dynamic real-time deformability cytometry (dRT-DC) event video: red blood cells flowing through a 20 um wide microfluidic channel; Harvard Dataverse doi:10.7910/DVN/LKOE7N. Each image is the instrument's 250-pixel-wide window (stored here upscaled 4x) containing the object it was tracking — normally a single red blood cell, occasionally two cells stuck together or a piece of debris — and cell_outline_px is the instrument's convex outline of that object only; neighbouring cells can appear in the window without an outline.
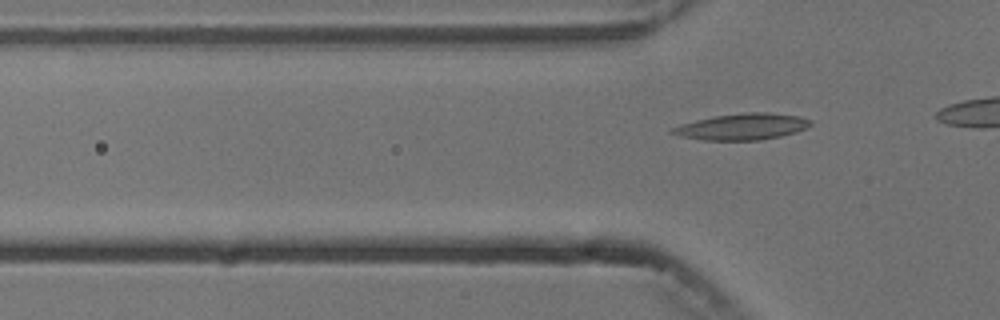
{"species": "common noctule bat (a hibernating species)", "species_latin": "Nyctalus noctula", "temperature_condition": "cold", "stored_images_in_passage": 2, "camera_frame_rate_fps": 3000, "um_per_image_px": 0.085, "animal": {"sex": "male", "body_mass_g": 13.3}, "frame": {"image": 1, "passage_image": 2, "time_ms": 2.0, "image_size_px": [1000, 320], "cell_outline_px": [[812, 124], [796, 132], [780, 136], [760, 140], [704, 140], [680, 136], [668, 132], [672, 128], [680, 124], [712, 116], [744, 112], [768, 112], [796, 116], [812, 120]], "centroid_in_image_um": [63.05, 10.76], "position_along_channel_um": 62.7, "area_um2": 21.15}}